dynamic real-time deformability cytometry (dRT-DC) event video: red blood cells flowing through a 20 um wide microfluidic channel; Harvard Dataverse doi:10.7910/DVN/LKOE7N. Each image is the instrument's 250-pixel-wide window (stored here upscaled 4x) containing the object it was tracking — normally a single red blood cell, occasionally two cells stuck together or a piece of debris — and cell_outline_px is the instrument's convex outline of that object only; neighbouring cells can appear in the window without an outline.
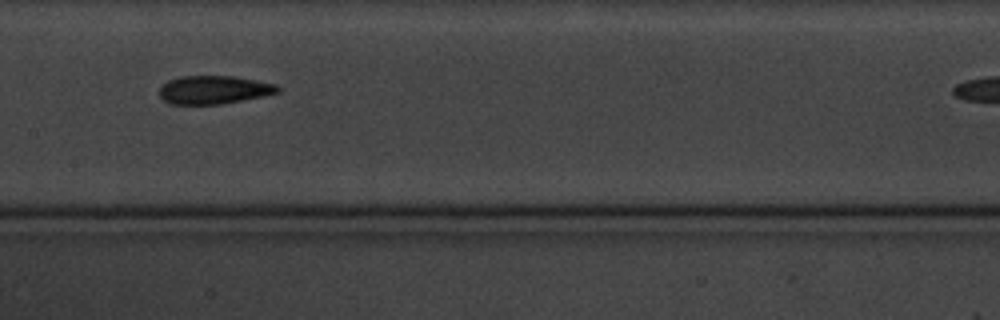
{"species": "common noctule bat (a hibernating species)", "species_latin": "Nyctalus noctula", "temperature_condition": "cold", "stored_images_in_passage": 11, "camera_frame_rate_fps": 3000, "um_per_image_px": 0.085, "animal": {"sex": "male", "body_mass_g": 20.1, "forearm_length_mm": 53.5}, "frame": {"image": 1, "passage_image": 7, "time_ms": 7.333, "image_size_px": [1000, 320], "cell_outline_px": [[280, 92], [220, 104], [168, 104], [160, 96], [160, 88], [168, 80], [180, 76], [236, 76], [276, 84], [280, 88]], "centroid_in_image_um": [18.16, 7.62], "position_along_channel_um": 189.2, "area_um2": 19.36}}
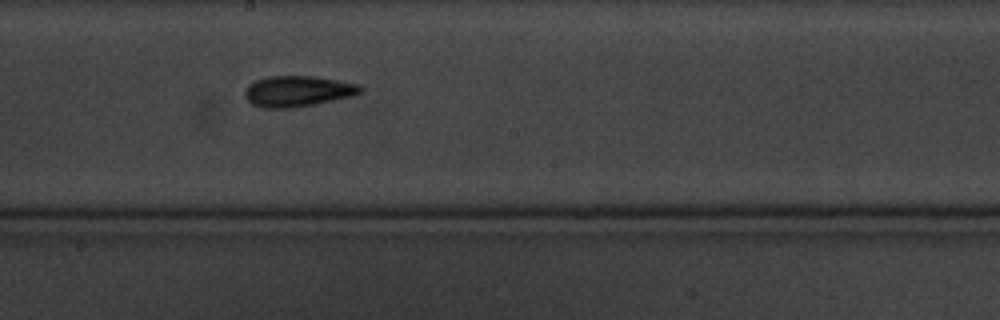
{"frame": {"image": 2, "passage_image": 8, "time_ms": 8.333, "image_size_px": [1000, 320], "cell_outline_px": [[364, 92], [352, 96], [292, 108], [264, 108], [252, 104], [244, 96], [244, 92], [248, 84], [256, 80], [268, 76], [312, 76], [336, 80], [356, 84], [364, 88]], "centroid_in_image_um": [25.28, 7.75], "position_along_channel_um": 222.9, "area_um2": 20.63}}
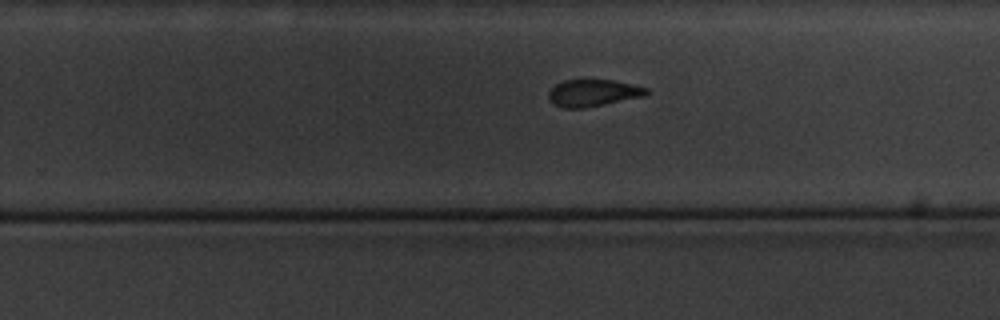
{"frame": {"image": 3, "passage_image": 11, "time_ms": 12.0, "image_size_px": [1000, 320], "cell_outline_px": [[648, 92], [644, 96], [584, 108], [564, 108], [556, 104], [548, 96], [548, 92], [556, 84], [564, 80], [612, 80], [632, 84], [648, 88]], "centroid_in_image_um": [50.42, 7.89], "position_along_channel_um": 279.4, "area_um2": 15.09}}